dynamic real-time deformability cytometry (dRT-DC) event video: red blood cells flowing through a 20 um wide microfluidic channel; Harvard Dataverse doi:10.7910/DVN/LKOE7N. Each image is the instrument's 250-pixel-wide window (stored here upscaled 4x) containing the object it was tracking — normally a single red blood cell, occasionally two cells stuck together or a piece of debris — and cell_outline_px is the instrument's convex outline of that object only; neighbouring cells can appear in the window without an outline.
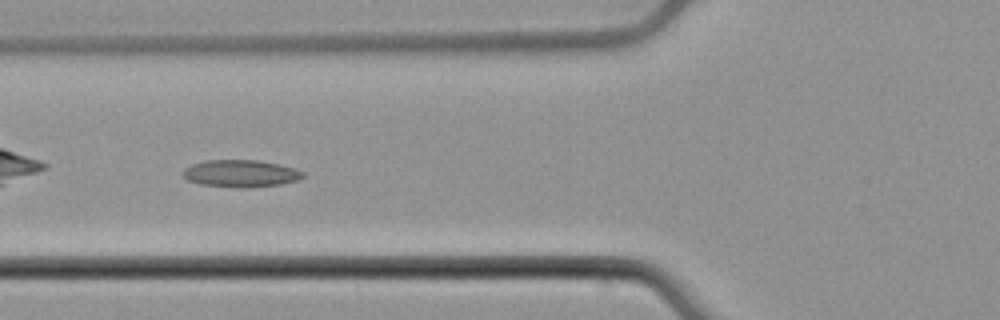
{"species": "common noctule bat (a hibernating species)", "species_latin": "Nyctalus noctula", "temperature_condition": "cold", "stored_images_in_passage": 39, "camera_frame_rate_fps": 3000, "um_per_image_px": 0.085, "animal": {"sex": "male", "body_mass_g": 21.5, "forearm_length_mm": 52.0}, "frame": {"image": 1, "passage_image": 5, "time_ms": 1.333, "image_size_px": [1000, 320], "cell_outline_px": [[304, 176], [300, 180], [280, 184], [244, 188], [236, 188], [200, 184], [188, 180], [180, 172], [184, 168], [192, 164], [204, 160], [256, 160], [296, 168], [304, 172]], "centroid_in_image_um": [20.44, 14.75], "position_along_channel_um": 105.4, "area_um2": 19.13}}
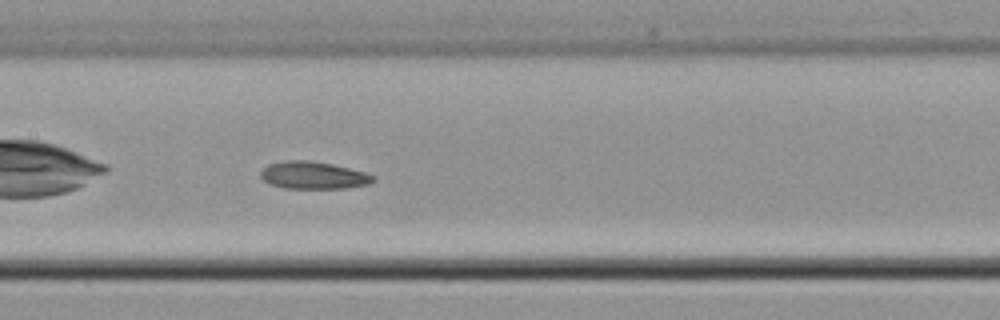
{"frame": {"image": 2, "passage_image": 11, "time_ms": 3.333, "image_size_px": [1000, 320], "cell_outline_px": [[376, 180], [368, 184], [344, 188], [284, 188], [272, 184], [264, 180], [260, 176], [260, 172], [268, 164], [288, 160], [308, 160], [332, 164], [364, 172], [376, 176]], "centroid_in_image_um": [26.65, 14.9], "position_along_channel_um": 180.8, "area_um2": 17.8}}
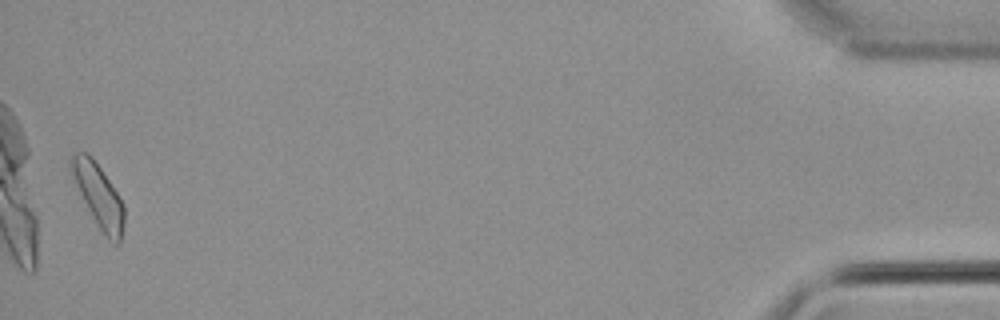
{"frame": {"image": 3, "passage_image": 38, "time_ms": 12.333, "image_size_px": [1000, 320], "cell_outline_px": [[124, 224], [120, 244], [116, 244], [108, 240], [100, 228], [88, 208], [72, 176], [68, 164], [68, 160], [76, 152], [88, 152], [92, 156], [124, 204]], "centroid_in_image_um": [8.38, 16.61], "position_along_channel_um": 426.8, "area_um2": 19.07}, "authors_computed_cell_mechanics": {"area_um2": 18.0336, "velocity_mm_per_s": 3.7661, "shape_relaxation_time_tau1_ms": 7.9667, "shape_relaxation_time_tau2_ms": 2.9445, "deformation_change_tau1": 0.1429, "deformation_change_tau2": 0.1014}}